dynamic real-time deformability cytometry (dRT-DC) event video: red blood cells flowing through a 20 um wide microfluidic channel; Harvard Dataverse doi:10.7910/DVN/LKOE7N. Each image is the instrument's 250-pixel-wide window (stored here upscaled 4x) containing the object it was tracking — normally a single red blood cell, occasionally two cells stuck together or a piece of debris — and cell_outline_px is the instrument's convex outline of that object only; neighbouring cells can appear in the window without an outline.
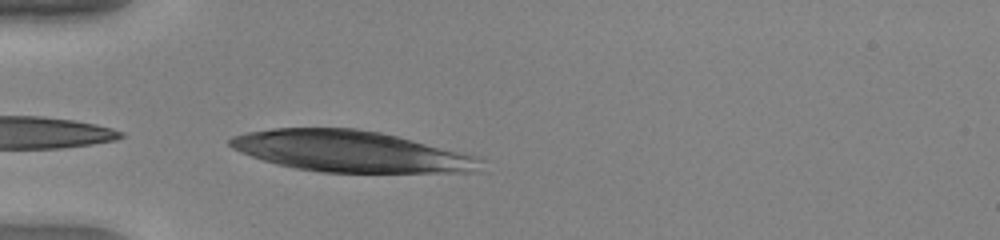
{"species": "human", "species_latin": "Homo sapiens", "temperature_condition": "warm", "stored_images_in_passage": 34, "camera_frame_rate_fps": 3000, "um_per_image_px": 0.085, "donor": {"sex": "female"}, "frame": {"image": 1, "passage_image": 1, "time_ms": 0.0, "image_size_px": [1000, 240], "cell_outline_px": [[488, 172], [320, 172], [296, 168], [276, 164], [240, 152], [232, 148], [228, 144], [228, 140], [232, 136], [248, 132], [272, 128], [356, 128], [380, 132], [468, 152], [480, 156], [484, 160]], "centroid_in_image_um": [29.96, 12.87], "position_along_channel_um": 55.0, "area_um2": 60.98}}